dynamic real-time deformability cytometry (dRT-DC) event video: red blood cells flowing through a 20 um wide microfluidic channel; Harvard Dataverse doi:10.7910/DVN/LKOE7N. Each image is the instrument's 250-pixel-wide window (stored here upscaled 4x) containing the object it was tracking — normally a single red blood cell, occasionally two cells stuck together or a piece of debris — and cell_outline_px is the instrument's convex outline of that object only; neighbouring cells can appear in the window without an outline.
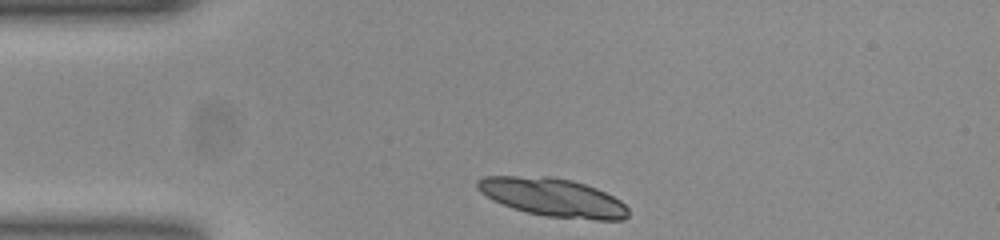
{"species": "common noctule bat (a hibernating species)", "species_latin": "Nyctalus noctula", "temperature_condition": "room temperature", "stored_images_in_passage": 32, "camera_frame_rate_fps": 3000, "um_per_image_px": 0.085, "animal": {"sex": "female", "body_mass_g": 23.0, "forearm_length_mm": 53.4}, "frame": {"image": 1, "passage_image": 1, "time_ms": 0.0, "image_size_px": [1000, 240], "cell_outline_px": [[628, 216], [624, 220], [596, 220], [544, 216], [512, 208], [492, 200], [480, 192], [476, 188], [476, 180], [484, 176], [548, 176], [572, 180], [596, 188], [620, 200], [628, 208]], "centroid_in_image_um": [46.97, 16.78], "position_along_channel_um": 38.0, "area_um2": 33.81}}